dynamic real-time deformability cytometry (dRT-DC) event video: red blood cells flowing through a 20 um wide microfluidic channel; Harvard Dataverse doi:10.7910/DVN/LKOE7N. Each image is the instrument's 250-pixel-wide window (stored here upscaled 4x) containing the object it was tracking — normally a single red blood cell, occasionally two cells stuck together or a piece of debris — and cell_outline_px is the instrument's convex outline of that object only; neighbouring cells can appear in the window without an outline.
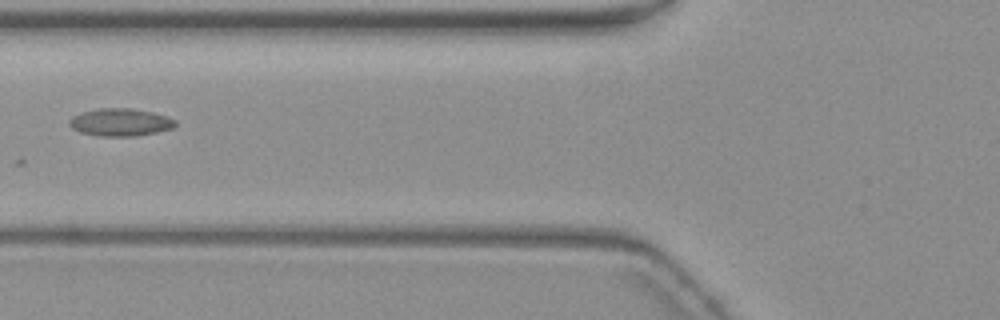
{"species": "common noctule bat (a hibernating species)", "species_latin": "Nyctalus noctula", "temperature_condition": "warm", "stored_images_in_passage": 4, "camera_frame_rate_fps": 3000, "um_per_image_px": 0.085, "animal": {"sex": "female", "body_mass_g": 19.3, "forearm_length_mm": 54.1}, "frame": {"image": 1, "passage_image": 4, "time_ms": 3.667, "image_size_px": [1000, 320], "cell_outline_px": [[176, 124], [172, 128], [156, 132], [136, 136], [96, 136], [80, 132], [72, 128], [68, 124], [68, 120], [72, 116], [80, 112], [100, 108], [132, 108], [152, 112], [168, 116], [176, 120]], "centroid_in_image_um": [10.2, 10.39], "position_along_channel_um": 115.6, "area_um2": 17.22}}